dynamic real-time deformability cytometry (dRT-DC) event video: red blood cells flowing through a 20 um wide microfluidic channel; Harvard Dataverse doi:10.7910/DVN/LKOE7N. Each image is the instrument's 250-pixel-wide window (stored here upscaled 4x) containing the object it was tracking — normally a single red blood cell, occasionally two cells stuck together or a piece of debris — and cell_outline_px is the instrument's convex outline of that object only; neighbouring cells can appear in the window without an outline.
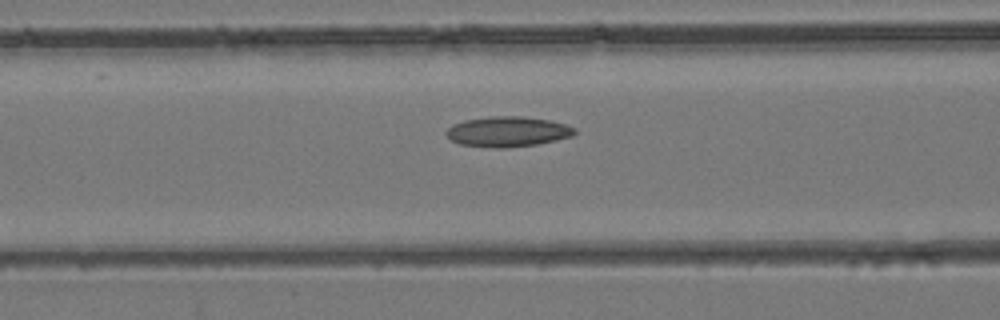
{"species": "common noctule bat (a hibernating species)", "species_latin": "Nyctalus noctula", "temperature_condition": "room temperature", "stored_images_in_passage": 31, "camera_frame_rate_fps": 3000, "um_per_image_px": 0.085, "animal": {"sex": "female", "body_mass_g": 24.6, "forearm_length_mm": 56.2}, "frame": {"image": 1, "passage_image": 5, "time_ms": 1.333, "image_size_px": [1000, 320], "cell_outline_px": [[576, 132], [572, 136], [556, 140], [536, 144], [504, 148], [496, 148], [460, 144], [452, 140], [444, 132], [452, 124], [464, 120], [492, 116], [524, 116], [552, 120], [576, 128]], "centroid_in_image_um": [43.16, 11.18], "position_along_channel_um": 123.4, "area_um2": 22.66}}
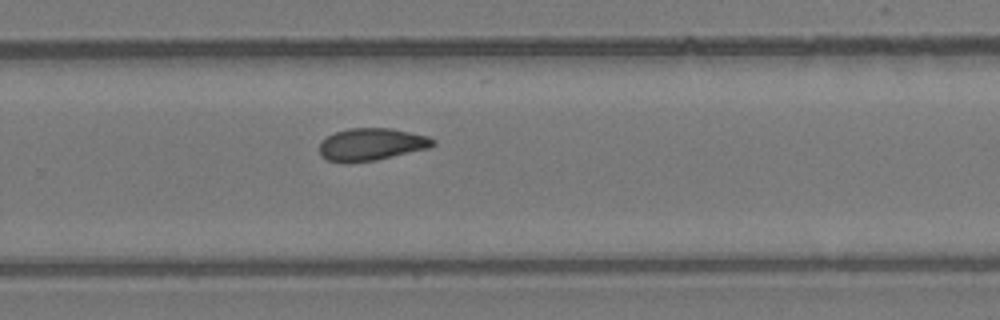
{"frame": {"image": 2, "passage_image": 16, "time_ms": 5.0, "image_size_px": [1000, 320], "cell_outline_px": [[436, 144], [428, 148], [376, 160], [344, 164], [328, 160], [320, 156], [320, 140], [336, 132], [348, 128], [392, 128], [428, 136], [436, 140]], "centroid_in_image_um": [31.55, 12.28], "position_along_channel_um": 298.3, "area_um2": 21.62}}
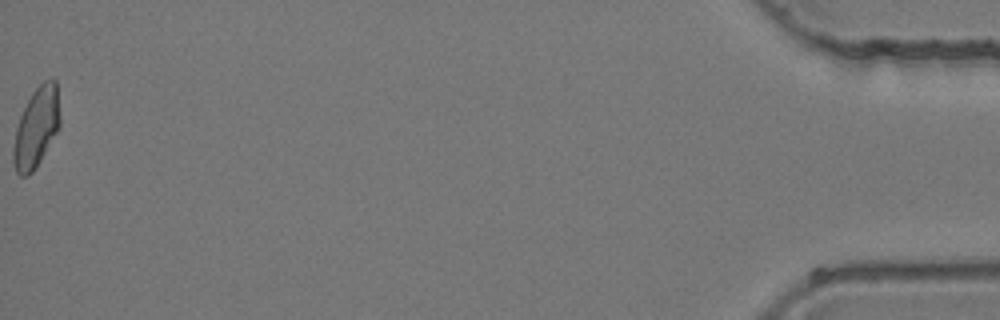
{"frame": {"image": 3, "passage_image": 31, "time_ms": 10.0, "image_size_px": [1000, 320], "cell_outline_px": [[60, 128], [36, 168], [28, 176], [20, 176], [16, 172], [12, 160], [12, 148], [16, 128], [20, 116], [32, 92], [44, 80], [52, 76], [56, 80], [60, 116]], "centroid_in_image_um": [3.09, 10.84], "position_along_channel_um": 432.1, "area_um2": 22.02}}